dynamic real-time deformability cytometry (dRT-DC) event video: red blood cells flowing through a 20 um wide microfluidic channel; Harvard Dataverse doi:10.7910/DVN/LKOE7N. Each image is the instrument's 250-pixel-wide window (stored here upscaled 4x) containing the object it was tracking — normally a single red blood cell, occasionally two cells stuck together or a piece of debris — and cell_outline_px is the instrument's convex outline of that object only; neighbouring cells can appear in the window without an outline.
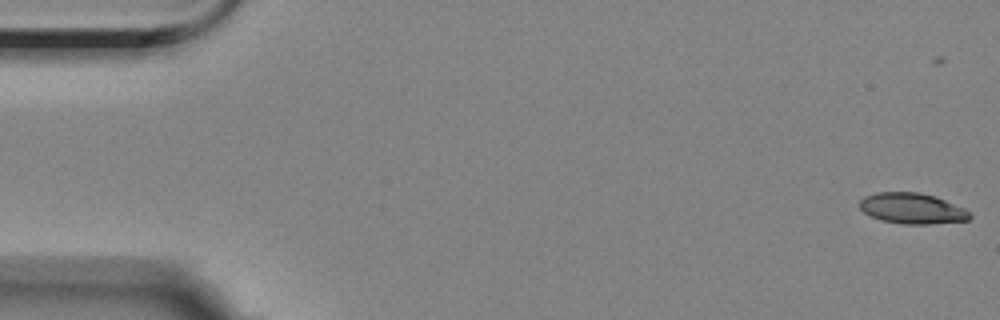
{"species": "Egyptian fruit bat (a non-hibernating species)", "species_latin": "Rousettus aegyptiacus", "temperature_condition": "room temperature", "stored_images_in_passage": 45, "camera_frame_rate_fps": 3000, "um_per_image_px": 0.085, "animal": {"sex": "female"}, "frame": {"image": 1, "passage_image": 1, "time_ms": 0.0, "image_size_px": [1000, 320], "cell_outline_px": [[972, 216], [968, 220], [928, 224], [904, 224], [880, 220], [864, 212], [860, 208], [860, 200], [864, 196], [876, 192], [916, 192], [936, 196], [964, 208]], "centroid_in_image_um": [77.52, 17.71], "position_along_channel_um": 7.5, "area_um2": 19.65}}
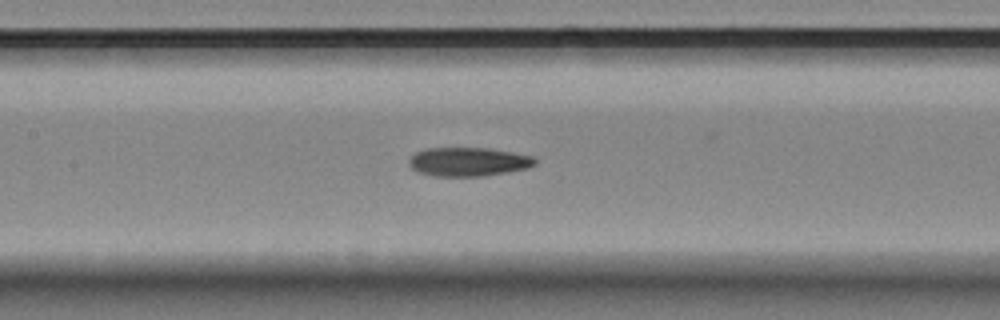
{"frame": {"image": 2, "passage_image": 26, "time_ms": 8.333, "image_size_px": [1000, 320], "cell_outline_px": [[536, 164], [528, 168], [484, 176], [432, 176], [416, 172], [408, 164], [408, 160], [416, 152], [424, 148], [488, 148], [512, 152], [532, 156], [536, 160]], "centroid_in_image_um": [39.77, 13.75], "position_along_channel_um": 167.6, "area_um2": 21.27}}
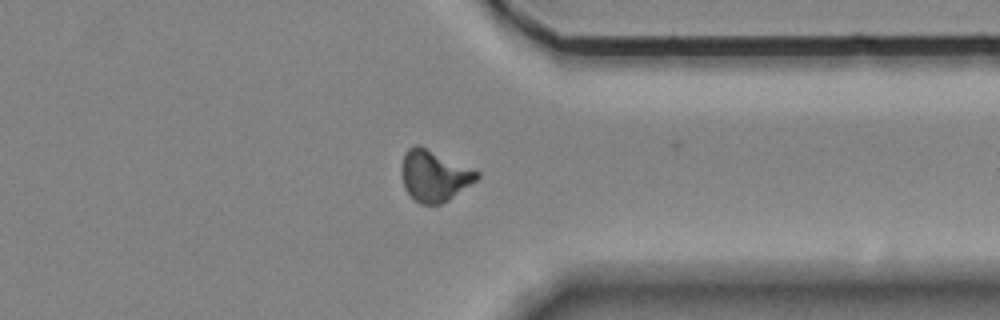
{"frame": {"image": 3, "passage_image": 44, "time_ms": 14.333, "image_size_px": [1000, 320], "cell_outline_px": [[480, 176], [476, 180], [448, 200], [440, 204], [420, 204], [404, 188], [400, 172], [400, 168], [404, 152], [408, 148], [416, 144], [420, 144], [480, 172]], "centroid_in_image_um": [36.87, 14.9], "position_along_channel_um": 374.5, "area_um2": 22.54}, "authors_computed_cell_mechanics": {"area_um2": 21.2704, "velocity_mm_per_s": 3.5156, "shape_relaxation_time_tau1_ms": null, "shape_relaxation_time_tau2_ms": 3.6643, "deformation_change_tau1": null, "deformation_change_tau2": 0.106}}